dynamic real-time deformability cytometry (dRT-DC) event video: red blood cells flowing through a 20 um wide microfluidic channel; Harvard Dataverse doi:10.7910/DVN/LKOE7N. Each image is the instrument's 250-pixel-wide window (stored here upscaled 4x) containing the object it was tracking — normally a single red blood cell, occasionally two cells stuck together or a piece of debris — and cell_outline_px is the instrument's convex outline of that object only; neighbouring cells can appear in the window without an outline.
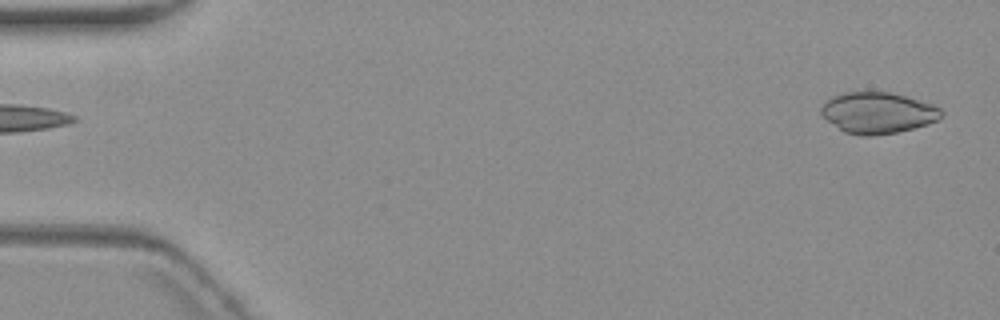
{"species": "common noctule bat (a hibernating species)", "species_latin": "Nyctalus noctula", "temperature_condition": "warm", "stored_images_in_passage": 6, "segment_of_instrument_passage": [2, 2], "camera_frame_rate_fps": 3000, "um_per_image_px": 0.085, "animal": {"sex": "female", "body_mass_g": 19.3, "forearm_length_mm": 54.1}, "frame": {"image": 1, "passage_image": 6, "time_ms": 6.0, "image_size_px": [1000, 320], "cell_outline_px": [[944, 116], [928, 124], [896, 132], [868, 136], [860, 136], [844, 132], [820, 116], [820, 108], [824, 100], [832, 96], [844, 92], [888, 92], [904, 96], [932, 104], [940, 108], [944, 112]], "centroid_in_image_um": [74.56, 9.59], "position_along_channel_um": 10.4, "area_um2": 28.96}}